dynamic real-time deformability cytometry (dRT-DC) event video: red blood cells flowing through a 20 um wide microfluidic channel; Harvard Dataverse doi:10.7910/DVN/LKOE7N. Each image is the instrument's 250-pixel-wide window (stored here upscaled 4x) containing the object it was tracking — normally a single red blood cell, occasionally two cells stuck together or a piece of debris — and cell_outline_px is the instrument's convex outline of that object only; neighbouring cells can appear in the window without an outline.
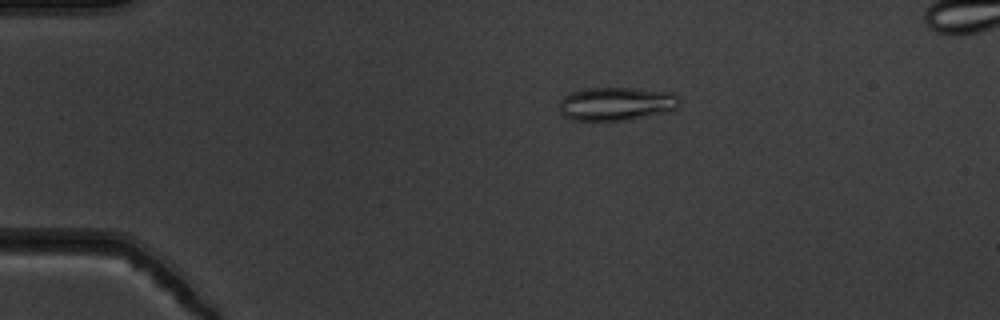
{"species": "common noctule bat (a hibernating species)", "species_latin": "Nyctalus noctula", "temperature_condition": "warm", "stored_images_in_passage": 54, "camera_frame_rate_fps": 3000, "um_per_image_px": 0.085, "animal": {"sex": "male", "body_mass_g": 19.5, "forearm_length_mm": 54.6}, "frame": {"image": 1, "passage_image": 12, "time_ms": 3.667, "image_size_px": [1000, 320], "cell_outline_px": [[680, 104], [676, 108], [660, 112], [624, 120], [572, 120], [564, 116], [560, 112], [560, 100], [564, 96], [572, 92], [584, 88], [636, 88], [672, 92], [680, 100]], "centroid_in_image_um": [52.34, 8.8], "position_along_channel_um": 32.7, "area_um2": 23.06}}
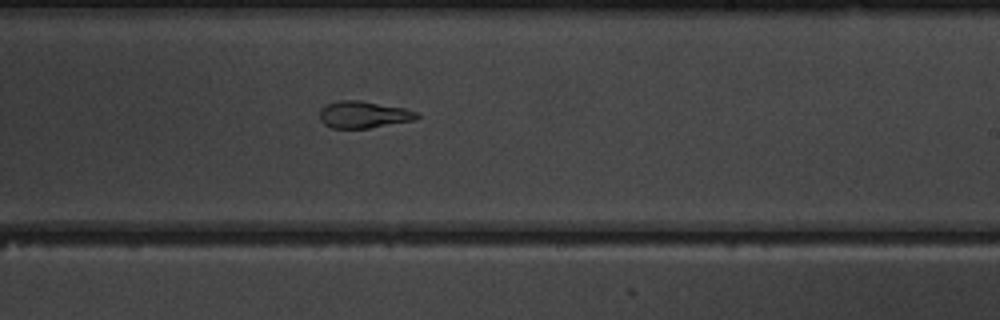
{"frame": {"image": 2, "passage_image": 34, "time_ms": 11.0, "image_size_px": [1000, 320], "cell_outline_px": [[420, 116], [416, 120], [368, 128], [332, 128], [324, 124], [320, 120], [320, 108], [328, 104], [340, 100], [360, 100], [404, 108], [416, 112]], "centroid_in_image_um": [30.9, 9.74], "position_along_channel_um": 258.1, "area_um2": 15.2}}
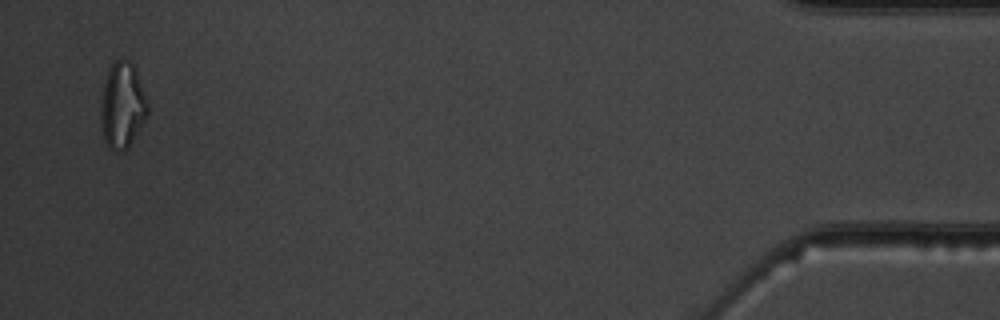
{"frame": {"image": 3, "passage_image": 53, "time_ms": 17.333, "image_size_px": [1000, 320], "cell_outline_px": [[148, 112], [140, 128], [128, 148], [124, 152], [112, 152], [108, 148], [104, 140], [100, 116], [104, 84], [108, 68], [116, 60], [128, 60], [132, 64], [136, 72], [148, 104]], "centroid_in_image_um": [10.38, 9.02], "position_along_channel_um": 424.8, "area_um2": 23.24}, "authors_computed_cell_mechanics": {"area_um2": 19.7098, "velocity_mm_per_s": 3.8447, "shape_relaxation_time_tau1_ms": null, "shape_relaxation_time_tau2_ms": 2.4424, "deformation_change_tau1": null, "deformation_change_tau2": 0.0852}}